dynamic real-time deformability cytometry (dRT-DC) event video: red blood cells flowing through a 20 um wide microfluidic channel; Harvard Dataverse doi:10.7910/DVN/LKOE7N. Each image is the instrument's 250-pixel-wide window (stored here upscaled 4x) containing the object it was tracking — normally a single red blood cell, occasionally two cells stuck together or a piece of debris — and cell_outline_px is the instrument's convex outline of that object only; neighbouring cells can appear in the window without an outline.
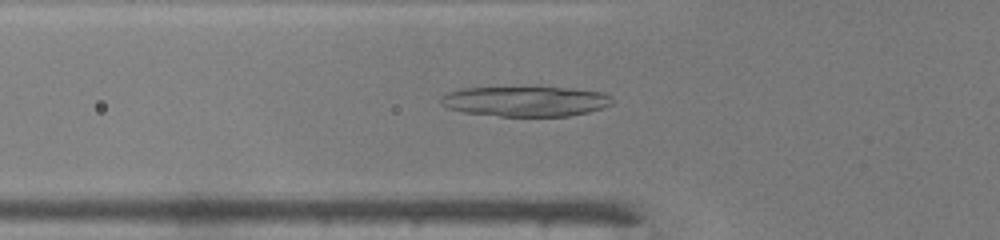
{"species": "common noctule bat (a hibernating species)", "species_latin": "Nyctalus noctula", "temperature_condition": "warm", "stored_images_in_passage": 44, "camera_frame_rate_fps": 3000, "um_per_image_px": 0.085, "animal": {"sex": "male", "body_mass_g": 19.0, "forearm_length_mm": 50.8}, "frame": {"image": 1, "passage_image": 13, "time_ms": 4.0, "image_size_px": [1000, 240], "cell_outline_px": [[616, 100], [612, 104], [604, 108], [588, 112], [568, 116], [500, 116], [464, 112], [448, 108], [440, 104], [440, 96], [448, 92], [460, 88], [568, 88], [604, 92], [612, 96]], "centroid_in_image_um": [44.71, 8.61], "position_along_channel_um": 81.1, "area_um2": 30.17}}
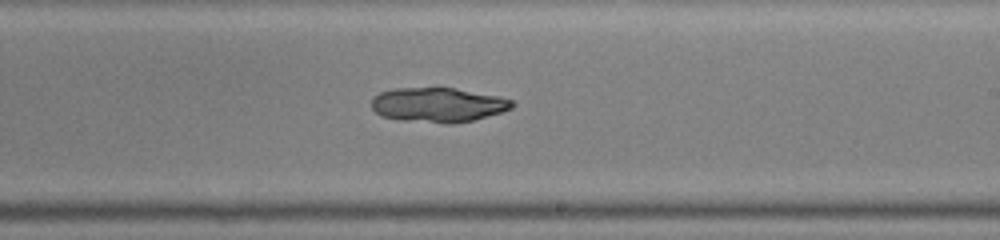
{"frame": {"image": 2, "passage_image": 25, "time_ms": 8.0, "image_size_px": [1000, 240], "cell_outline_px": [[516, 104], [512, 108], [500, 112], [472, 120], [452, 124], [448, 124], [400, 120], [380, 116], [372, 108], [372, 96], [380, 92], [392, 88], [456, 88], [500, 96], [512, 100]], "centroid_in_image_um": [37.21, 8.91], "position_along_channel_um": 251.8, "area_um2": 28.5}}
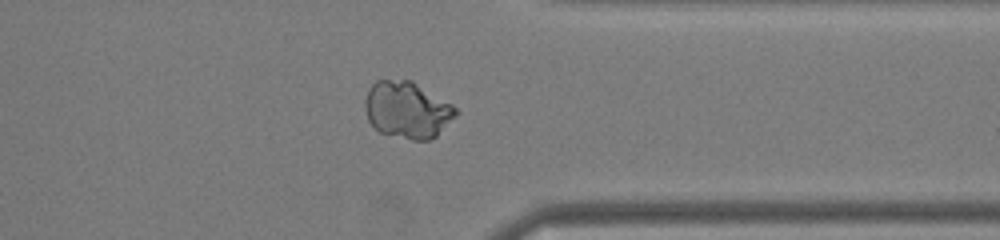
{"frame": {"image": 3, "passage_image": 34, "time_ms": 11.0, "image_size_px": [1000, 240], "cell_outline_px": [[460, 112], [432, 140], [412, 140], [380, 132], [368, 120], [364, 108], [364, 100], [368, 88], [376, 80], [412, 80], [452, 104]], "centroid_in_image_um": [34.62, 9.33], "position_along_channel_um": 376.8, "area_um2": 30.17}, "authors_computed_cell_mechanics": {"area_um2": 29.0445, "velocity_mm_per_s": 4.262, "shape_relaxation_time_tau1_ms": 9.3353, "shape_relaxation_time_tau2_ms": null, "deformation_change_tau1": 0.2926, "deformation_change_tau2": null}}